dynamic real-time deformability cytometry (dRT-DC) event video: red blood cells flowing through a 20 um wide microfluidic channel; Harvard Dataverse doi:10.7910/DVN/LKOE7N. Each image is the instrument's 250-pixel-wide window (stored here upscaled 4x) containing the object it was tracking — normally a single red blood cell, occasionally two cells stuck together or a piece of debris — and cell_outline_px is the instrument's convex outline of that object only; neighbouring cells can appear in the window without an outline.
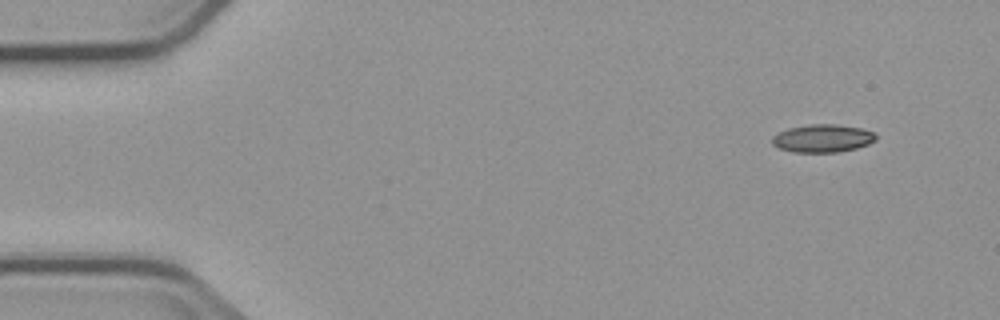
{"species": "common noctule bat (a hibernating species)", "species_latin": "Nyctalus noctula", "temperature_condition": "cold", "stored_images_in_passage": 5, "segment_of_instrument_passage": [2, 2], "camera_frame_rate_fps": 3000, "um_per_image_px": 0.085, "animal": {"sex": "male", "body_mass_g": 23.1, "forearm_length_mm": 52.7}, "frame": {"image": 1, "passage_image": 5, "time_ms": 5.667, "image_size_px": [1000, 320], "cell_outline_px": [[876, 140], [868, 144], [856, 148], [836, 152], [792, 152], [780, 148], [772, 144], [772, 136], [788, 128], [808, 124], [836, 124], [860, 128], [876, 132]], "centroid_in_image_um": [69.93, 11.75], "position_along_channel_um": 15.1, "area_um2": 16.88}}